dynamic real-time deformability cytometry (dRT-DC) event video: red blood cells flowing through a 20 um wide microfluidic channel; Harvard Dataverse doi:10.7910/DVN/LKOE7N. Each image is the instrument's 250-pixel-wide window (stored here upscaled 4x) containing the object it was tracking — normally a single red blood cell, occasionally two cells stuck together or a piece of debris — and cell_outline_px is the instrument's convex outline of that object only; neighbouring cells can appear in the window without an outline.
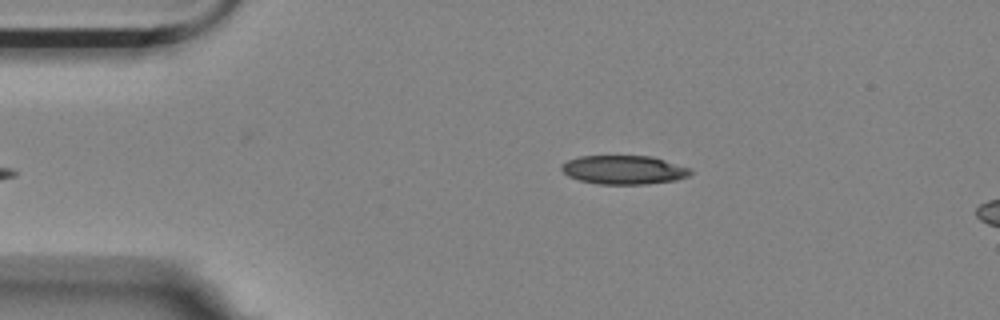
{"species": "Egyptian fruit bat (a non-hibernating species)", "species_latin": "Rousettus aegyptiacus", "temperature_condition": "room temperature", "stored_images_in_passage": 5, "camera_frame_rate_fps": 3000, "um_per_image_px": 0.085, "animal": {"sex": "female"}, "frame": {"image": 1, "passage_image": 5, "time_ms": 1.333, "image_size_px": [1000, 320], "cell_outline_px": [[692, 172], [688, 176], [676, 180], [644, 184], [600, 184], [580, 180], [568, 176], [560, 168], [560, 164], [568, 160], [580, 156], [652, 156], [692, 168]], "centroid_in_image_um": [53.04, 14.43], "position_along_channel_um": 32.0, "area_um2": 21.68}}